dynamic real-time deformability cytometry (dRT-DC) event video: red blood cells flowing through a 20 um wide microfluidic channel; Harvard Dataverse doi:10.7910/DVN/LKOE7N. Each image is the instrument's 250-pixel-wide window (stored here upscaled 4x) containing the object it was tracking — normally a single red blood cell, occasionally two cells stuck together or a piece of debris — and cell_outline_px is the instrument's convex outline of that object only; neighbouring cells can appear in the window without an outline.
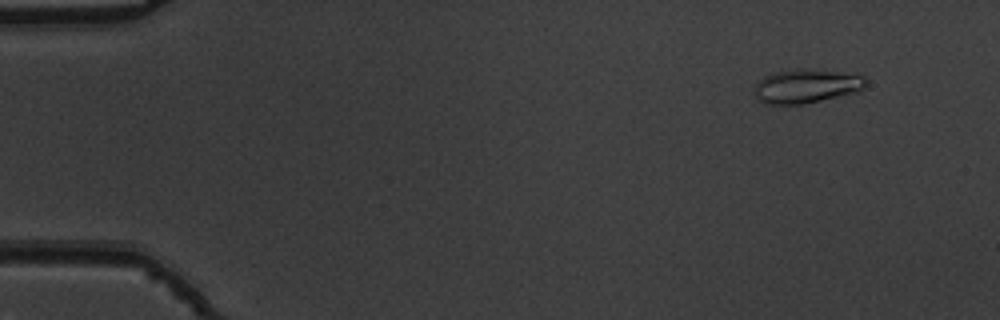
{"species": "common noctule bat (a hibernating species)", "species_latin": "Nyctalus noctula", "temperature_condition": "warm", "stored_images_in_passage": 50, "camera_frame_rate_fps": 3000, "um_per_image_px": 0.085, "animal": {"sex": "male", "body_mass_g": 19.5, "forearm_length_mm": 54.6}, "frame": {"image": 1, "passage_image": 1, "time_ms": 0.0, "image_size_px": [1000, 320], "cell_outline_px": [[868, 80], [864, 88], [856, 92], [804, 104], [764, 104], [756, 96], [756, 84], [764, 76], [776, 72], [796, 68], [832, 72], [864, 76]], "centroid_in_image_um": [68.53, 7.33], "position_along_channel_um": 16.5, "area_um2": 21.56}}
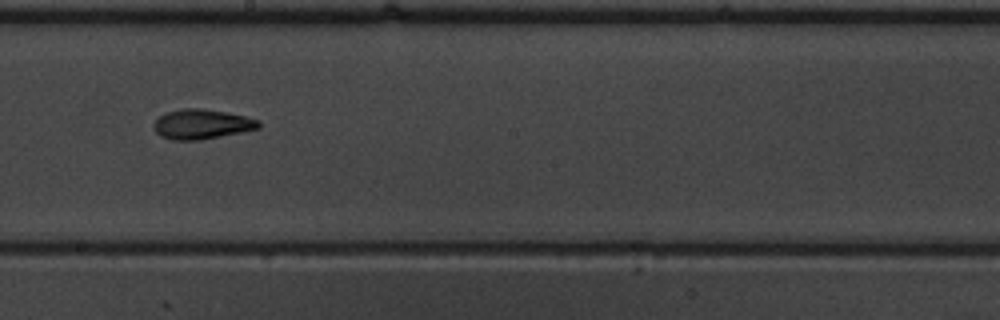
{"frame": {"image": 2, "passage_image": 27, "time_ms": 8.667, "image_size_px": [1000, 320], "cell_outline_px": [[260, 128], [200, 140], [172, 140], [160, 136], [152, 128], [152, 124], [164, 112], [184, 108], [200, 108], [224, 112], [244, 116], [260, 120]], "centroid_in_image_um": [17.1, 10.55], "position_along_channel_um": 231.1, "area_um2": 18.21}}
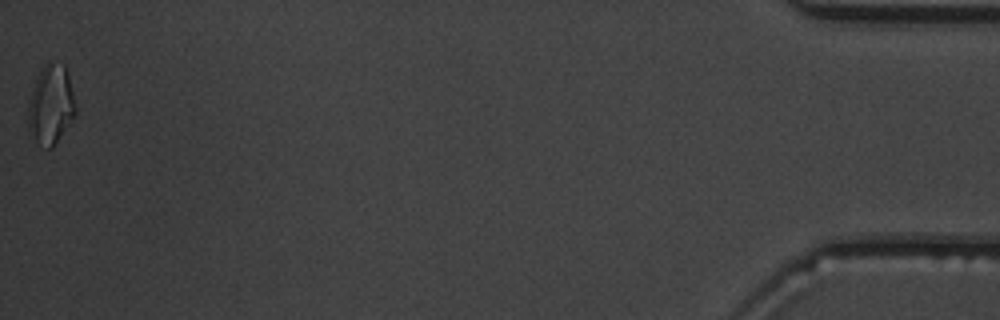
{"frame": {"image": 3, "passage_image": 50, "time_ms": 16.333, "image_size_px": [1000, 320], "cell_outline_px": [[76, 112], [52, 148], [48, 148], [36, 140], [28, 132], [28, 108], [32, 88], [40, 68], [48, 60], [64, 64], [68, 76], [76, 108]], "centroid_in_image_um": [4.3, 8.85], "position_along_channel_um": 430.9, "area_um2": 21.62}, "authors_computed_cell_mechanics": {"area_um2": 18.0625, "velocity_mm_per_s": 3.8044, "shape_relaxation_time_tau1_ms": 5.1596, "shape_relaxation_time_tau2_ms": 4.074, "deformation_change_tau1": 0.1962, "deformation_change_tau2": 0.0838}}